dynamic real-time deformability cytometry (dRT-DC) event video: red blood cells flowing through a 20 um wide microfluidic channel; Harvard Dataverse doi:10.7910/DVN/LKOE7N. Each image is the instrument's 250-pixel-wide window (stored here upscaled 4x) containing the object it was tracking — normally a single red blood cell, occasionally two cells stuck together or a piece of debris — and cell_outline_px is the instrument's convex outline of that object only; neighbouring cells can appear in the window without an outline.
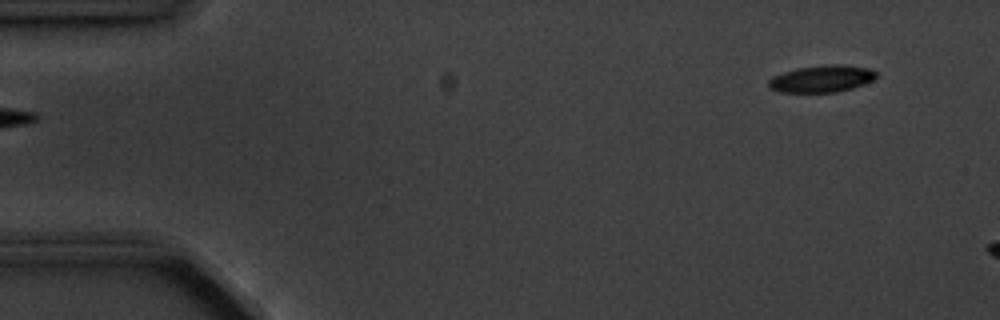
{"species": "common noctule bat (a hibernating species)", "species_latin": "Nyctalus noctula", "temperature_condition": "cold", "stored_images_in_passage": 3, "camera_frame_rate_fps": 3000, "um_per_image_px": 0.085, "animal": {"sex": "male", "body_mass_g": 20.1, "forearm_length_mm": 53.5}, "frame": {"image": 1, "passage_image": 1, "time_ms": 0.0, "image_size_px": [1000, 320], "cell_outline_px": [[876, 76], [872, 80], [864, 84], [852, 88], [836, 92], [776, 92], [768, 88], [768, 80], [772, 76], [796, 68], [824, 64], [844, 64], [872, 68], [876, 72]], "centroid_in_image_um": [69.83, 6.68], "position_along_channel_um": 15.2, "area_um2": 17.22}}